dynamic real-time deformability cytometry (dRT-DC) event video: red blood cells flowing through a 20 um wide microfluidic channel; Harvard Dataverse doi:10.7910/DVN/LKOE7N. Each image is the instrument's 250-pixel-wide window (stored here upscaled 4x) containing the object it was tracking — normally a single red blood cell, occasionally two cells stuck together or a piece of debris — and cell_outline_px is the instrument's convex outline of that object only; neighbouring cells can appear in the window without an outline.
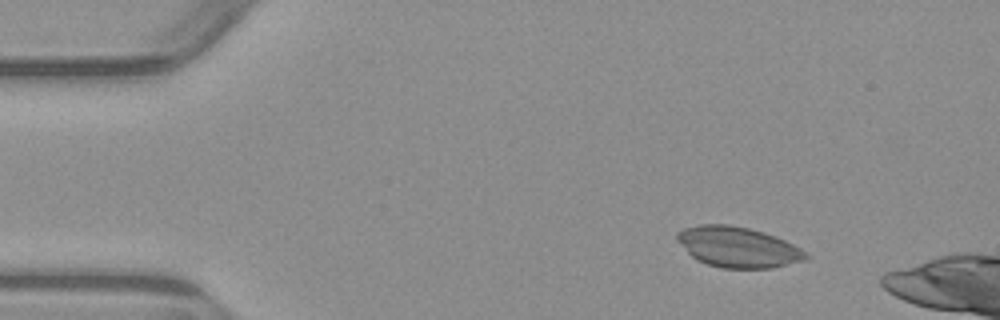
{"species": "common noctule bat (a hibernating species)", "species_latin": "Nyctalus noctula", "temperature_condition": "warm", "stored_images_in_passage": 3, "camera_frame_rate_fps": 3000, "um_per_image_px": 0.085, "animal": {"sex": "male", "body_mass_g": 23.1, "forearm_length_mm": 52.7}, "frame": {"image": 1, "passage_image": 1, "time_ms": 0.0, "image_size_px": [1000, 320], "cell_outline_px": [[812, 256], [808, 260], [772, 268], [720, 268], [696, 260], [676, 240], [676, 232], [684, 228], [700, 224], [728, 224], [748, 228], [764, 232], [776, 236], [808, 252]], "centroid_in_image_um": [62.76, 21.01], "position_along_channel_um": 22.2, "area_um2": 30.69}}